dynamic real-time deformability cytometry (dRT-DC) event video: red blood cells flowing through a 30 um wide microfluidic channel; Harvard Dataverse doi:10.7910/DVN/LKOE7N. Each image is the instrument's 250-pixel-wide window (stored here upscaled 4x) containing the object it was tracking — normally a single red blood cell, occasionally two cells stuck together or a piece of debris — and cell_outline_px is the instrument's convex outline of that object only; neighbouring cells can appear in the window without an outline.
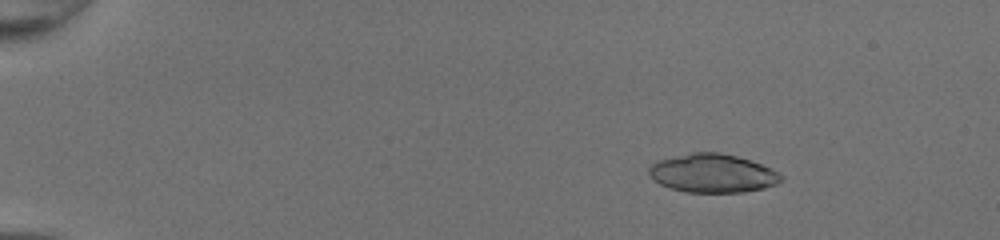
{"species": "common noctule bat (a hibernating species)", "species_latin": "Nyctalus noctula", "temperature_condition": "room temperature", "stored_images_in_passage": 51, "camera_frame_rate_fps": 3000, "um_per_image_px": 0.085, "animal": {"sex": "female", "body_mass_g": 20.0, "forearm_length_mm": 54.0}, "frame": {"image": 1, "passage_image": 9, "time_ms": 2.667, "image_size_px": [1000, 240], "cell_outline_px": [[784, 180], [776, 184], [764, 188], [744, 192], [688, 192], [672, 188], [660, 184], [648, 176], [648, 168], [656, 160], [692, 152], [720, 152], [736, 156], [760, 164], [784, 176]], "centroid_in_image_um": [60.54, 14.73], "position_along_channel_um": 24.5, "area_um2": 29.65}}
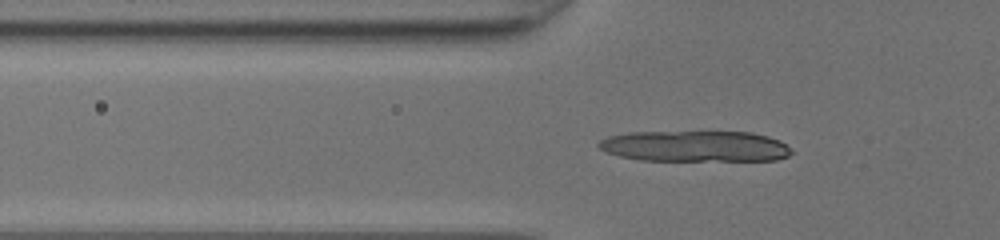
{"frame": {"image": 2, "passage_image": 20, "time_ms": 6.333, "image_size_px": [1000, 240], "cell_outline_px": [[792, 152], [788, 156], [776, 160], [640, 160], [620, 156], [604, 152], [596, 144], [600, 140], [608, 136], [628, 132], [752, 132], [768, 136], [780, 140]], "centroid_in_image_um": [59.04, 12.42], "position_along_channel_um": 66.8, "area_um2": 34.74}}